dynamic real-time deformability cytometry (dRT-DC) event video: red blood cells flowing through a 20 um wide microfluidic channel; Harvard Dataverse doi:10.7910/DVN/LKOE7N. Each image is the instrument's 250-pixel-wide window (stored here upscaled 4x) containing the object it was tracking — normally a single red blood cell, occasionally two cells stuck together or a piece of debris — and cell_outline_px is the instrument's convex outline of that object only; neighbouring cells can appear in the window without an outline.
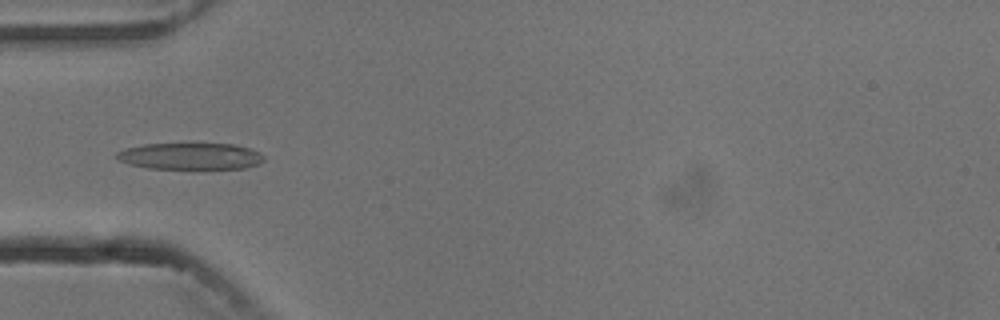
{"species": "common noctule bat (a hibernating species)", "species_latin": "Nyctalus noctula", "temperature_condition": "cold", "stored_images_in_passage": 7, "camera_frame_rate_fps": 3000, "um_per_image_px": 0.085, "animal": {"sex": "male", "body_mass_g": 13.3}, "frame": {"image": 1, "passage_image": 4, "time_ms": 3.667, "image_size_px": [1000, 320], "cell_outline_px": [[264, 160], [260, 164], [244, 168], [148, 168], [128, 164], [112, 156], [116, 152], [124, 148], [144, 144], [232, 144], [248, 148], [260, 152], [264, 156]], "centroid_in_image_um": [16.15, 13.27], "position_along_channel_um": 68.9, "area_um2": 22.77}}
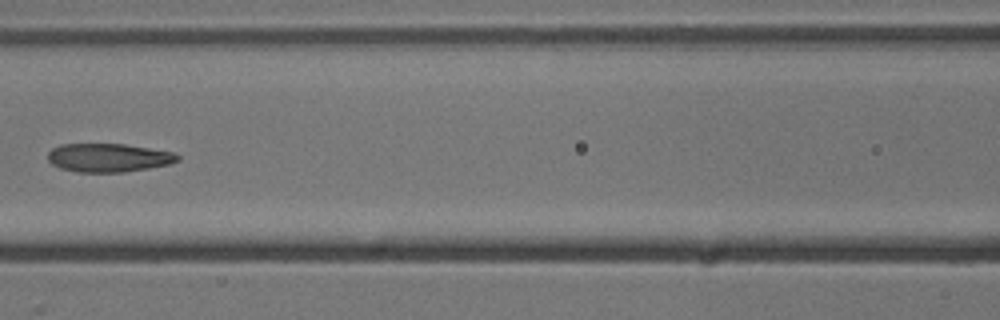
{"frame": {"image": 2, "passage_image": 6, "time_ms": 6.0, "image_size_px": [1000, 320], "cell_outline_px": [[180, 160], [168, 164], [148, 168], [124, 172], [80, 172], [60, 168], [52, 164], [48, 160], [48, 152], [52, 148], [60, 144], [124, 144], [172, 152], [180, 156]], "centroid_in_image_um": [9.2, 13.4], "position_along_channel_um": 157.4, "area_um2": 21.44}}
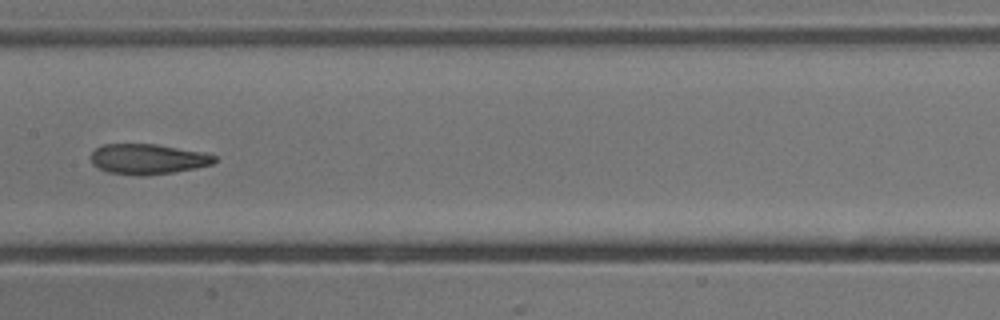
{"frame": {"image": 3, "passage_image": 7, "time_ms": 7.0, "image_size_px": [1000, 320], "cell_outline_px": [[216, 160], [212, 164], [196, 168], [172, 172], [144, 176], [140, 176], [108, 172], [92, 164], [92, 152], [96, 148], [104, 144], [156, 144], [204, 152], [216, 156]], "centroid_in_image_um": [12.58, 13.52], "position_along_channel_um": 194.8, "area_um2": 21.73}}